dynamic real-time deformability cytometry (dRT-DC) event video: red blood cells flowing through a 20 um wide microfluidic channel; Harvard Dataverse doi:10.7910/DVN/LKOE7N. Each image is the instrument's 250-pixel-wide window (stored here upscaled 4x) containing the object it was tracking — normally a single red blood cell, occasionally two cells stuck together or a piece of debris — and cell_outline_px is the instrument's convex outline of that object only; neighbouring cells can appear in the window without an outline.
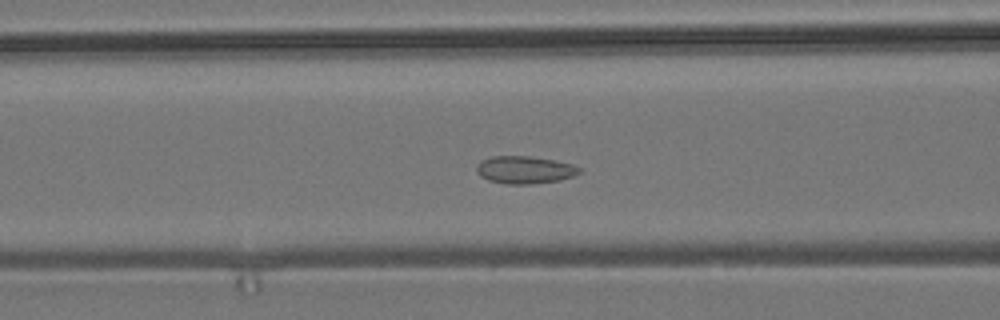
{"species": "common noctule bat (a hibernating species)", "species_latin": "Nyctalus noctula", "temperature_condition": "room temperature", "stored_images_in_passage": 40, "camera_frame_rate_fps": 3000, "um_per_image_px": 0.085, "animal": {"sex": "male", "body_mass_g": 19.2, "forearm_length_mm": 51.8}, "frame": {"image": 1, "passage_image": 6, "time_ms": 1.667, "image_size_px": [1000, 320], "cell_outline_px": [[580, 172], [572, 176], [560, 180], [532, 184], [508, 184], [488, 180], [480, 176], [476, 172], [476, 164], [480, 160], [492, 156], [532, 156], [572, 164], [580, 168]], "centroid_in_image_um": [44.55, 14.43], "position_along_channel_um": 122.1, "area_um2": 16.53}}
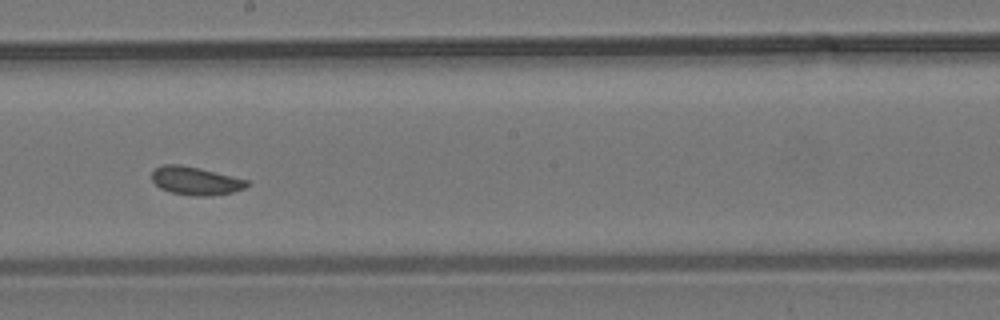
{"frame": {"image": 2, "passage_image": 15, "time_ms": 4.667, "image_size_px": [1000, 320], "cell_outline_px": [[248, 184], [244, 188], [232, 192], [212, 196], [192, 196], [172, 192], [160, 188], [152, 180], [152, 172], [156, 168], [164, 164], [180, 164], [200, 168], [248, 180]], "centroid_in_image_um": [16.61, 15.37], "position_along_channel_um": 231.6, "area_um2": 15.55}}
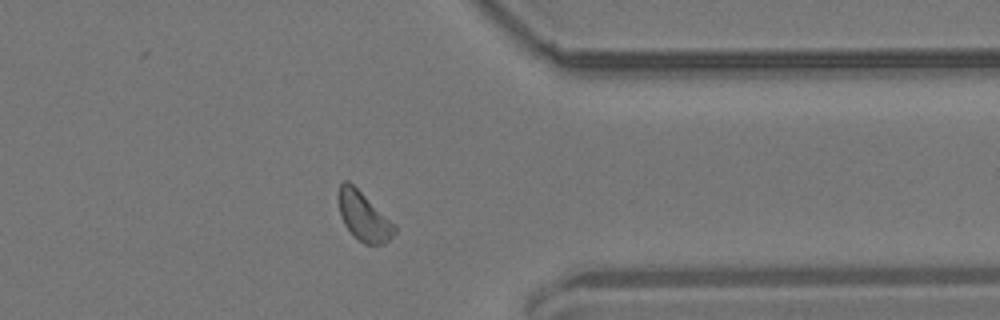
{"frame": {"image": 3, "passage_image": 28, "time_ms": 9.0, "image_size_px": [1000, 320], "cell_outline_px": [[396, 232], [384, 244], [364, 244], [344, 224], [340, 216], [340, 184], [344, 180], [348, 180], [396, 224]], "centroid_in_image_um": [30.96, 18.4], "position_along_channel_um": 380.4, "area_um2": 15.55}}